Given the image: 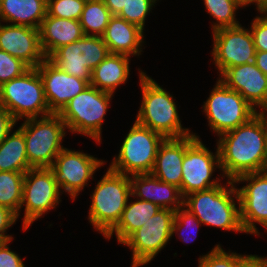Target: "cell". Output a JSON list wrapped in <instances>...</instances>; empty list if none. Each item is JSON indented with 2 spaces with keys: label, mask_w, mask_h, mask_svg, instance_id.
I'll return each instance as SVG.
<instances>
[{
  "label": "cell",
  "mask_w": 267,
  "mask_h": 267,
  "mask_svg": "<svg viewBox=\"0 0 267 267\" xmlns=\"http://www.w3.org/2000/svg\"><path fill=\"white\" fill-rule=\"evenodd\" d=\"M215 146L226 180L235 181L242 175L267 170L264 111L220 135Z\"/></svg>",
  "instance_id": "1"
},
{
  "label": "cell",
  "mask_w": 267,
  "mask_h": 267,
  "mask_svg": "<svg viewBox=\"0 0 267 267\" xmlns=\"http://www.w3.org/2000/svg\"><path fill=\"white\" fill-rule=\"evenodd\" d=\"M183 207L194 214L202 225L220 230L245 233L240 221V200L234 181L184 197Z\"/></svg>",
  "instance_id": "2"
},
{
  "label": "cell",
  "mask_w": 267,
  "mask_h": 267,
  "mask_svg": "<svg viewBox=\"0 0 267 267\" xmlns=\"http://www.w3.org/2000/svg\"><path fill=\"white\" fill-rule=\"evenodd\" d=\"M147 72L138 68L142 100L135 121L166 138H181L193 134L183 127L175 98Z\"/></svg>",
  "instance_id": "3"
},
{
  "label": "cell",
  "mask_w": 267,
  "mask_h": 267,
  "mask_svg": "<svg viewBox=\"0 0 267 267\" xmlns=\"http://www.w3.org/2000/svg\"><path fill=\"white\" fill-rule=\"evenodd\" d=\"M130 195V176L107 168L90 194L87 218L93 229L105 237L119 222Z\"/></svg>",
  "instance_id": "4"
},
{
  "label": "cell",
  "mask_w": 267,
  "mask_h": 267,
  "mask_svg": "<svg viewBox=\"0 0 267 267\" xmlns=\"http://www.w3.org/2000/svg\"><path fill=\"white\" fill-rule=\"evenodd\" d=\"M114 96L89 85L72 98L58 115L68 132L88 137L100 145L102 125Z\"/></svg>",
  "instance_id": "5"
},
{
  "label": "cell",
  "mask_w": 267,
  "mask_h": 267,
  "mask_svg": "<svg viewBox=\"0 0 267 267\" xmlns=\"http://www.w3.org/2000/svg\"><path fill=\"white\" fill-rule=\"evenodd\" d=\"M18 127L24 134L29 165L50 168L65 148L62 143L68 131L58 114L23 120Z\"/></svg>",
  "instance_id": "6"
},
{
  "label": "cell",
  "mask_w": 267,
  "mask_h": 267,
  "mask_svg": "<svg viewBox=\"0 0 267 267\" xmlns=\"http://www.w3.org/2000/svg\"><path fill=\"white\" fill-rule=\"evenodd\" d=\"M0 105L18 122L21 119L51 115L47 105L42 78L37 68L0 86Z\"/></svg>",
  "instance_id": "7"
},
{
  "label": "cell",
  "mask_w": 267,
  "mask_h": 267,
  "mask_svg": "<svg viewBox=\"0 0 267 267\" xmlns=\"http://www.w3.org/2000/svg\"><path fill=\"white\" fill-rule=\"evenodd\" d=\"M164 139L159 133L134 121L108 168L128 176L151 173Z\"/></svg>",
  "instance_id": "8"
},
{
  "label": "cell",
  "mask_w": 267,
  "mask_h": 267,
  "mask_svg": "<svg viewBox=\"0 0 267 267\" xmlns=\"http://www.w3.org/2000/svg\"><path fill=\"white\" fill-rule=\"evenodd\" d=\"M208 127L217 137L248 122L258 111L237 91L217 78L209 97L203 102Z\"/></svg>",
  "instance_id": "9"
},
{
  "label": "cell",
  "mask_w": 267,
  "mask_h": 267,
  "mask_svg": "<svg viewBox=\"0 0 267 267\" xmlns=\"http://www.w3.org/2000/svg\"><path fill=\"white\" fill-rule=\"evenodd\" d=\"M60 187L50 168H31L24 176L22 204L17 219L23 208L22 229L27 231L31 224L41 219L43 215L56 210L62 201Z\"/></svg>",
  "instance_id": "10"
},
{
  "label": "cell",
  "mask_w": 267,
  "mask_h": 267,
  "mask_svg": "<svg viewBox=\"0 0 267 267\" xmlns=\"http://www.w3.org/2000/svg\"><path fill=\"white\" fill-rule=\"evenodd\" d=\"M174 218V210L160 209L122 243L132 252L130 267H142L151 263L170 243Z\"/></svg>",
  "instance_id": "11"
},
{
  "label": "cell",
  "mask_w": 267,
  "mask_h": 267,
  "mask_svg": "<svg viewBox=\"0 0 267 267\" xmlns=\"http://www.w3.org/2000/svg\"><path fill=\"white\" fill-rule=\"evenodd\" d=\"M193 134H195L197 138L186 148L182 162L180 192L183 197L195 191L207 190L221 185V181H223V179L226 180L222 173L213 178V174L217 169H219L218 172H221L218 147L213 153L204 145L197 133Z\"/></svg>",
  "instance_id": "12"
},
{
  "label": "cell",
  "mask_w": 267,
  "mask_h": 267,
  "mask_svg": "<svg viewBox=\"0 0 267 267\" xmlns=\"http://www.w3.org/2000/svg\"><path fill=\"white\" fill-rule=\"evenodd\" d=\"M107 161L94 157L83 150L64 148L55 158L50 169L53 171L61 192L75 201L89 182L94 179L98 168Z\"/></svg>",
  "instance_id": "13"
},
{
  "label": "cell",
  "mask_w": 267,
  "mask_h": 267,
  "mask_svg": "<svg viewBox=\"0 0 267 267\" xmlns=\"http://www.w3.org/2000/svg\"><path fill=\"white\" fill-rule=\"evenodd\" d=\"M109 53L102 36L84 35L80 40L59 47L48 59L60 70L90 83L92 70Z\"/></svg>",
  "instance_id": "14"
},
{
  "label": "cell",
  "mask_w": 267,
  "mask_h": 267,
  "mask_svg": "<svg viewBox=\"0 0 267 267\" xmlns=\"http://www.w3.org/2000/svg\"><path fill=\"white\" fill-rule=\"evenodd\" d=\"M244 182L246 184L239 188L238 185ZM234 183L240 200V221L245 234L263 236L256 224L262 226L264 232L267 230V170L242 175Z\"/></svg>",
  "instance_id": "15"
},
{
  "label": "cell",
  "mask_w": 267,
  "mask_h": 267,
  "mask_svg": "<svg viewBox=\"0 0 267 267\" xmlns=\"http://www.w3.org/2000/svg\"><path fill=\"white\" fill-rule=\"evenodd\" d=\"M212 33L211 59L219 77L230 67L254 62L256 48L250 29L242 25Z\"/></svg>",
  "instance_id": "16"
},
{
  "label": "cell",
  "mask_w": 267,
  "mask_h": 267,
  "mask_svg": "<svg viewBox=\"0 0 267 267\" xmlns=\"http://www.w3.org/2000/svg\"><path fill=\"white\" fill-rule=\"evenodd\" d=\"M42 78L44 95L51 114H59L67 103L90 83L60 70L48 58L37 66Z\"/></svg>",
  "instance_id": "17"
},
{
  "label": "cell",
  "mask_w": 267,
  "mask_h": 267,
  "mask_svg": "<svg viewBox=\"0 0 267 267\" xmlns=\"http://www.w3.org/2000/svg\"><path fill=\"white\" fill-rule=\"evenodd\" d=\"M218 78L258 112L267 110V76L254 62L230 67Z\"/></svg>",
  "instance_id": "18"
},
{
  "label": "cell",
  "mask_w": 267,
  "mask_h": 267,
  "mask_svg": "<svg viewBox=\"0 0 267 267\" xmlns=\"http://www.w3.org/2000/svg\"><path fill=\"white\" fill-rule=\"evenodd\" d=\"M0 49L37 68L47 57L40 42L39 29L0 22Z\"/></svg>",
  "instance_id": "19"
},
{
  "label": "cell",
  "mask_w": 267,
  "mask_h": 267,
  "mask_svg": "<svg viewBox=\"0 0 267 267\" xmlns=\"http://www.w3.org/2000/svg\"><path fill=\"white\" fill-rule=\"evenodd\" d=\"M197 138L190 134L181 138H166L160 144L151 174L161 181L181 189L182 162L186 148Z\"/></svg>",
  "instance_id": "20"
},
{
  "label": "cell",
  "mask_w": 267,
  "mask_h": 267,
  "mask_svg": "<svg viewBox=\"0 0 267 267\" xmlns=\"http://www.w3.org/2000/svg\"><path fill=\"white\" fill-rule=\"evenodd\" d=\"M131 195L143 201L156 204L161 209L176 211L183 207L184 197L180 188L165 183L151 173L130 176Z\"/></svg>",
  "instance_id": "21"
},
{
  "label": "cell",
  "mask_w": 267,
  "mask_h": 267,
  "mask_svg": "<svg viewBox=\"0 0 267 267\" xmlns=\"http://www.w3.org/2000/svg\"><path fill=\"white\" fill-rule=\"evenodd\" d=\"M110 53L139 57L145 49L144 30L125 19L113 15L102 35ZM143 47V48H142Z\"/></svg>",
  "instance_id": "22"
},
{
  "label": "cell",
  "mask_w": 267,
  "mask_h": 267,
  "mask_svg": "<svg viewBox=\"0 0 267 267\" xmlns=\"http://www.w3.org/2000/svg\"><path fill=\"white\" fill-rule=\"evenodd\" d=\"M39 35L42 50L49 58L59 47L80 40L85 34L79 20L47 14L39 27Z\"/></svg>",
  "instance_id": "23"
},
{
  "label": "cell",
  "mask_w": 267,
  "mask_h": 267,
  "mask_svg": "<svg viewBox=\"0 0 267 267\" xmlns=\"http://www.w3.org/2000/svg\"><path fill=\"white\" fill-rule=\"evenodd\" d=\"M131 57L109 53L91 72L90 85L114 95L120 85L126 84L130 76Z\"/></svg>",
  "instance_id": "24"
},
{
  "label": "cell",
  "mask_w": 267,
  "mask_h": 267,
  "mask_svg": "<svg viewBox=\"0 0 267 267\" xmlns=\"http://www.w3.org/2000/svg\"><path fill=\"white\" fill-rule=\"evenodd\" d=\"M160 209L159 206L152 202L143 201L130 195L119 222L104 238L109 241L115 236L118 244H122L134 231L141 228L143 224Z\"/></svg>",
  "instance_id": "25"
},
{
  "label": "cell",
  "mask_w": 267,
  "mask_h": 267,
  "mask_svg": "<svg viewBox=\"0 0 267 267\" xmlns=\"http://www.w3.org/2000/svg\"><path fill=\"white\" fill-rule=\"evenodd\" d=\"M47 15V0H0V22L39 29Z\"/></svg>",
  "instance_id": "26"
},
{
  "label": "cell",
  "mask_w": 267,
  "mask_h": 267,
  "mask_svg": "<svg viewBox=\"0 0 267 267\" xmlns=\"http://www.w3.org/2000/svg\"><path fill=\"white\" fill-rule=\"evenodd\" d=\"M14 131V132H13ZM29 165L23 132L17 127L0 144V171L26 173Z\"/></svg>",
  "instance_id": "27"
},
{
  "label": "cell",
  "mask_w": 267,
  "mask_h": 267,
  "mask_svg": "<svg viewBox=\"0 0 267 267\" xmlns=\"http://www.w3.org/2000/svg\"><path fill=\"white\" fill-rule=\"evenodd\" d=\"M112 16L103 0H87L79 21L85 35L102 36Z\"/></svg>",
  "instance_id": "28"
},
{
  "label": "cell",
  "mask_w": 267,
  "mask_h": 267,
  "mask_svg": "<svg viewBox=\"0 0 267 267\" xmlns=\"http://www.w3.org/2000/svg\"><path fill=\"white\" fill-rule=\"evenodd\" d=\"M203 4L207 14L215 20L210 22L212 32L241 25L236 14L244 7L237 0H203Z\"/></svg>",
  "instance_id": "29"
},
{
  "label": "cell",
  "mask_w": 267,
  "mask_h": 267,
  "mask_svg": "<svg viewBox=\"0 0 267 267\" xmlns=\"http://www.w3.org/2000/svg\"><path fill=\"white\" fill-rule=\"evenodd\" d=\"M24 176L22 172L0 171V206L8 208L16 216L22 204Z\"/></svg>",
  "instance_id": "30"
},
{
  "label": "cell",
  "mask_w": 267,
  "mask_h": 267,
  "mask_svg": "<svg viewBox=\"0 0 267 267\" xmlns=\"http://www.w3.org/2000/svg\"><path fill=\"white\" fill-rule=\"evenodd\" d=\"M201 226L202 223L194 214L190 213L184 207H181L175 211V218L172 227V238H174L173 236L176 234L178 238L185 244L193 242L197 237L198 231L200 230L199 228H201Z\"/></svg>",
  "instance_id": "31"
},
{
  "label": "cell",
  "mask_w": 267,
  "mask_h": 267,
  "mask_svg": "<svg viewBox=\"0 0 267 267\" xmlns=\"http://www.w3.org/2000/svg\"><path fill=\"white\" fill-rule=\"evenodd\" d=\"M222 247L221 244H216L211 251L200 255L198 267H238L239 262L247 255L225 251Z\"/></svg>",
  "instance_id": "32"
},
{
  "label": "cell",
  "mask_w": 267,
  "mask_h": 267,
  "mask_svg": "<svg viewBox=\"0 0 267 267\" xmlns=\"http://www.w3.org/2000/svg\"><path fill=\"white\" fill-rule=\"evenodd\" d=\"M157 2L159 0H128L126 7L117 16L145 31L147 16L152 13Z\"/></svg>",
  "instance_id": "33"
},
{
  "label": "cell",
  "mask_w": 267,
  "mask_h": 267,
  "mask_svg": "<svg viewBox=\"0 0 267 267\" xmlns=\"http://www.w3.org/2000/svg\"><path fill=\"white\" fill-rule=\"evenodd\" d=\"M87 0H47V14L57 18L80 20Z\"/></svg>",
  "instance_id": "34"
},
{
  "label": "cell",
  "mask_w": 267,
  "mask_h": 267,
  "mask_svg": "<svg viewBox=\"0 0 267 267\" xmlns=\"http://www.w3.org/2000/svg\"><path fill=\"white\" fill-rule=\"evenodd\" d=\"M29 69L23 61L0 49V86L23 75Z\"/></svg>",
  "instance_id": "35"
},
{
  "label": "cell",
  "mask_w": 267,
  "mask_h": 267,
  "mask_svg": "<svg viewBox=\"0 0 267 267\" xmlns=\"http://www.w3.org/2000/svg\"><path fill=\"white\" fill-rule=\"evenodd\" d=\"M259 15L255 16L250 23V31L256 51L267 52V16L260 10Z\"/></svg>",
  "instance_id": "36"
},
{
  "label": "cell",
  "mask_w": 267,
  "mask_h": 267,
  "mask_svg": "<svg viewBox=\"0 0 267 267\" xmlns=\"http://www.w3.org/2000/svg\"><path fill=\"white\" fill-rule=\"evenodd\" d=\"M10 242L13 240H7L0 242V267H26L25 257L22 259L16 251L11 250Z\"/></svg>",
  "instance_id": "37"
},
{
  "label": "cell",
  "mask_w": 267,
  "mask_h": 267,
  "mask_svg": "<svg viewBox=\"0 0 267 267\" xmlns=\"http://www.w3.org/2000/svg\"><path fill=\"white\" fill-rule=\"evenodd\" d=\"M17 217L8 208L0 206V242L14 240V235L7 234L9 228L16 224Z\"/></svg>",
  "instance_id": "38"
},
{
  "label": "cell",
  "mask_w": 267,
  "mask_h": 267,
  "mask_svg": "<svg viewBox=\"0 0 267 267\" xmlns=\"http://www.w3.org/2000/svg\"><path fill=\"white\" fill-rule=\"evenodd\" d=\"M16 125H18V123L12 114L0 105V144Z\"/></svg>",
  "instance_id": "39"
},
{
  "label": "cell",
  "mask_w": 267,
  "mask_h": 267,
  "mask_svg": "<svg viewBox=\"0 0 267 267\" xmlns=\"http://www.w3.org/2000/svg\"><path fill=\"white\" fill-rule=\"evenodd\" d=\"M238 267H267V256L247 254L239 262Z\"/></svg>",
  "instance_id": "40"
},
{
  "label": "cell",
  "mask_w": 267,
  "mask_h": 267,
  "mask_svg": "<svg viewBox=\"0 0 267 267\" xmlns=\"http://www.w3.org/2000/svg\"><path fill=\"white\" fill-rule=\"evenodd\" d=\"M112 15H118L128 0H103Z\"/></svg>",
  "instance_id": "41"
},
{
  "label": "cell",
  "mask_w": 267,
  "mask_h": 267,
  "mask_svg": "<svg viewBox=\"0 0 267 267\" xmlns=\"http://www.w3.org/2000/svg\"><path fill=\"white\" fill-rule=\"evenodd\" d=\"M254 63L267 76V52L256 51Z\"/></svg>",
  "instance_id": "42"
},
{
  "label": "cell",
  "mask_w": 267,
  "mask_h": 267,
  "mask_svg": "<svg viewBox=\"0 0 267 267\" xmlns=\"http://www.w3.org/2000/svg\"><path fill=\"white\" fill-rule=\"evenodd\" d=\"M244 8L251 5L256 6V11H259L263 8L266 0H237Z\"/></svg>",
  "instance_id": "43"
},
{
  "label": "cell",
  "mask_w": 267,
  "mask_h": 267,
  "mask_svg": "<svg viewBox=\"0 0 267 267\" xmlns=\"http://www.w3.org/2000/svg\"><path fill=\"white\" fill-rule=\"evenodd\" d=\"M264 120H265V132H266V153H267V110L264 111Z\"/></svg>",
  "instance_id": "44"
},
{
  "label": "cell",
  "mask_w": 267,
  "mask_h": 267,
  "mask_svg": "<svg viewBox=\"0 0 267 267\" xmlns=\"http://www.w3.org/2000/svg\"><path fill=\"white\" fill-rule=\"evenodd\" d=\"M260 11L267 16V0L265 1V4Z\"/></svg>",
  "instance_id": "45"
}]
</instances>
